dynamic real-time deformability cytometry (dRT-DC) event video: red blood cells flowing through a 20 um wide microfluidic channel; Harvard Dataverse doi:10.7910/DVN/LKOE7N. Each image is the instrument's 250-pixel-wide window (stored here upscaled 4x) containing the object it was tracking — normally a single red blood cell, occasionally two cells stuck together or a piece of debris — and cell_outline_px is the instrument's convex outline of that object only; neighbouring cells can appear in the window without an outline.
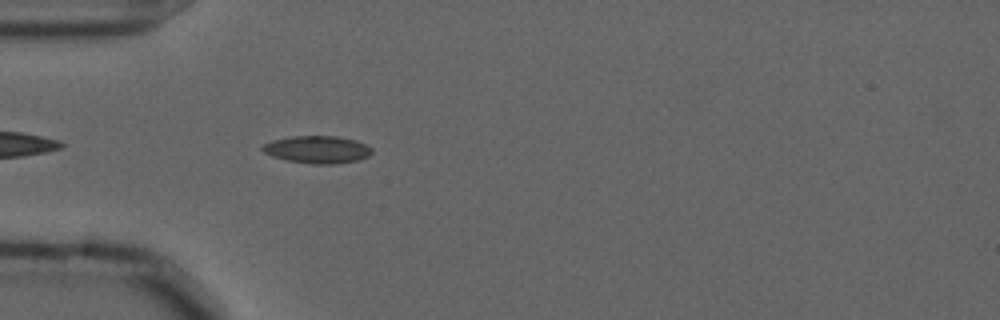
{"species": "common noctule bat (a hibernating species)", "species_latin": "Nyctalus noctula", "temperature_condition": "cold", "stored_images_in_passage": 42, "camera_frame_rate_fps": 3000, "um_per_image_px": 0.085, "animal": {"sex": "male", "forearm_length_mm": 52.5}, "frame": {"image": 1, "passage_image": 3, "time_ms": 0.667, "image_size_px": [1000, 320], "cell_outline_px": [[372, 152], [368, 156], [356, 160], [332, 164], [312, 164], [288, 160], [272, 156], [264, 152], [260, 148], [264, 144], [272, 140], [292, 136], [336, 136], [356, 140], [372, 148]], "centroid_in_image_um": [26.95, 12.7], "position_along_channel_um": 58.0, "area_um2": 17.34}}
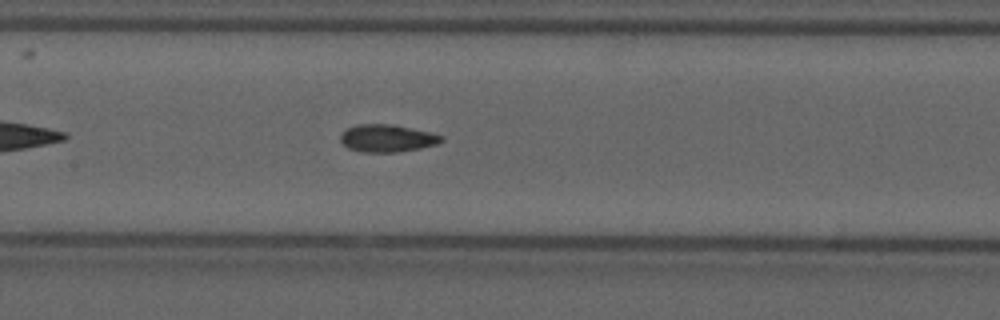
{"frame": {"image": 2, "passage_image": 13, "time_ms": 4.0, "image_size_px": [1000, 320], "cell_outline_px": [[444, 140], [436, 144], [420, 148], [396, 152], [364, 152], [348, 148], [340, 140], [340, 136], [348, 128], [356, 124], [392, 124], [432, 132], [444, 136]], "centroid_in_image_um": [32.94, 11.74], "position_along_channel_um": 174.5, "area_um2": 16.13}}
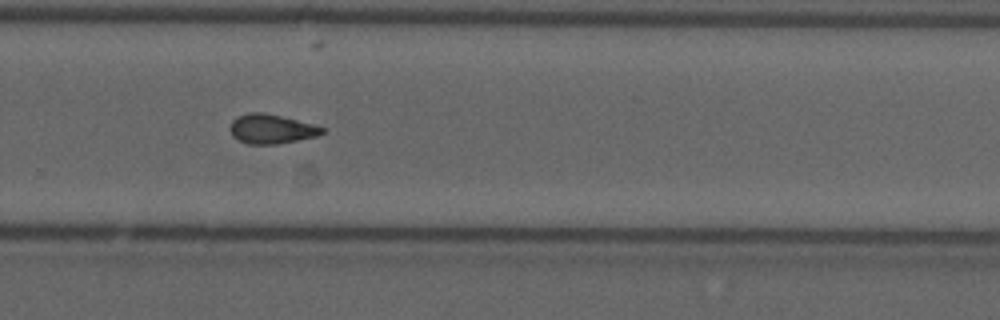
{"frame": {"image": 3, "passage_image": 24, "time_ms": 7.667, "image_size_px": [1000, 320], "cell_outline_px": [[324, 132], [316, 136], [276, 144], [248, 144], [232, 136], [228, 128], [232, 120], [236, 116], [248, 112], [264, 112], [312, 124], [324, 128]], "centroid_in_image_um": [22.99, 10.95], "position_along_channel_um": 306.8, "area_um2": 15.66}, "authors_computed_cell_mechanics": {"area_um2": 15.6349, "velocity_mm_per_s": 3.6236, "shape_relaxation_time_tau1_ms": null, "shape_relaxation_time_tau2_ms": 3.8203, "deformation_change_tau1": null, "deformation_change_tau2": 0.104}}